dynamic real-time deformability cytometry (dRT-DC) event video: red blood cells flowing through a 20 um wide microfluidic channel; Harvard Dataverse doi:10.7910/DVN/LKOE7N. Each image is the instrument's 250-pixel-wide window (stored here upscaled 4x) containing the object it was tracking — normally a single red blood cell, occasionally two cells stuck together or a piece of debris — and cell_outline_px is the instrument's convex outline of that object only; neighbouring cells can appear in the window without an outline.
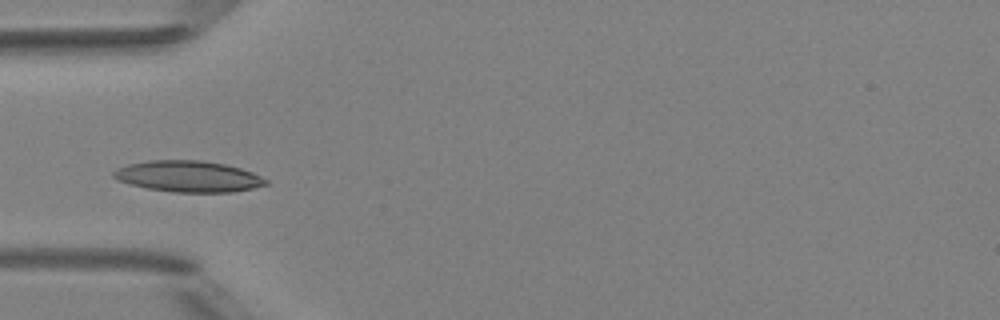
{"species": "Egyptian fruit bat (a non-hibernating species)", "species_latin": "Rousettus aegyptiacus", "temperature_condition": "room temperature", "stored_images_in_passage": 35, "camera_frame_rate_fps": 3000, "um_per_image_px": 0.085, "animal": {"sex": "female"}, "frame": {"image": 1, "passage_image": 2, "time_ms": 0.333, "image_size_px": [1000, 320], "cell_outline_px": [[268, 184], [252, 188], [232, 192], [172, 192], [148, 188], [132, 184], [120, 180], [112, 176], [112, 172], [116, 168], [128, 164], [148, 160], [200, 160], [224, 164], [240, 168], [252, 172], [268, 180]], "centroid_in_image_um": [16.01, 14.99], "position_along_channel_um": 69.0, "area_um2": 27.51}}
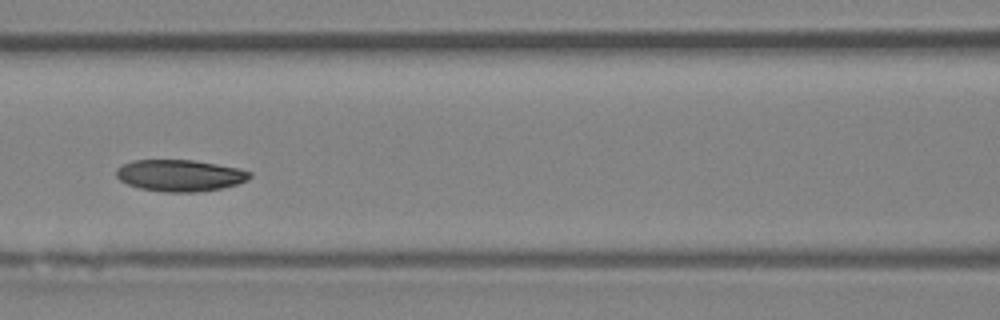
{"frame": {"image": 2, "passage_image": 8, "time_ms": 2.333, "image_size_px": [1000, 320], "cell_outline_px": [[252, 176], [248, 180], [236, 184], [220, 188], [196, 192], [164, 192], [140, 188], [128, 184], [120, 180], [116, 176], [116, 168], [132, 160], [192, 160], [240, 168], [252, 172]], "centroid_in_image_um": [15.3, 14.91], "position_along_channel_um": 151.3, "area_um2": 24.57}}
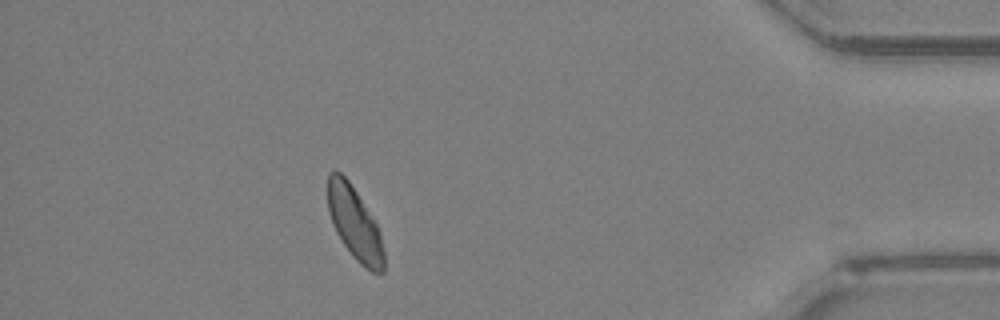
{"frame": {"image": 3, "passage_image": 30, "time_ms": 9.667, "image_size_px": [1000, 320], "cell_outline_px": [[384, 272], [372, 272], [364, 268], [352, 256], [336, 232], [332, 224], [328, 212], [328, 172], [332, 168], [336, 168], [348, 180], [356, 192], [376, 224], [380, 232], [384, 252]], "centroid_in_image_um": [30.12, 18.98], "position_along_channel_um": 405.1, "area_um2": 23.76}, "authors_computed_cell_mechanics": {"area_um2": 24.4494, "velocity_mm_per_s": 4.1182, "shape_relaxation_time_tau1_ms": 8.2894, "shape_relaxation_time_tau2_ms": 5.4254, "deformation_change_tau1": 0.1999, "deformation_change_tau2": 0.0761}}